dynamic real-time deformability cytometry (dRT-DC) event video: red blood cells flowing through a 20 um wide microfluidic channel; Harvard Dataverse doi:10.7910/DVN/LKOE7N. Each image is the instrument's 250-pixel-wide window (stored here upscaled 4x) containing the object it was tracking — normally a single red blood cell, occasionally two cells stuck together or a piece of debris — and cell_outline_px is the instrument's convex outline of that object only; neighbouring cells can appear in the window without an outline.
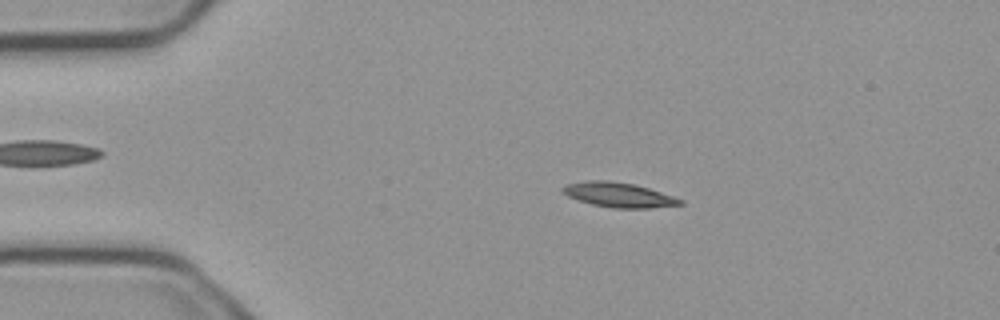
{"species": "common noctule bat (a hibernating species)", "species_latin": "Nyctalus noctula", "temperature_condition": "cold", "stored_images_in_passage": 4, "camera_frame_rate_fps": 3000, "um_per_image_px": 0.085, "animal": {"sex": "male", "body_mass_g": 23.1, "forearm_length_mm": 52.7}, "frame": {"image": 1, "passage_image": 2, "time_ms": 0.333, "image_size_px": [1000, 320], "cell_outline_px": [[684, 204], [652, 208], [612, 208], [592, 204], [568, 196], [560, 188], [568, 184], [584, 180], [608, 180], [632, 184], [648, 188], [684, 200]], "centroid_in_image_um": [52.6, 16.56], "position_along_channel_um": 32.4, "area_um2": 16.76}}
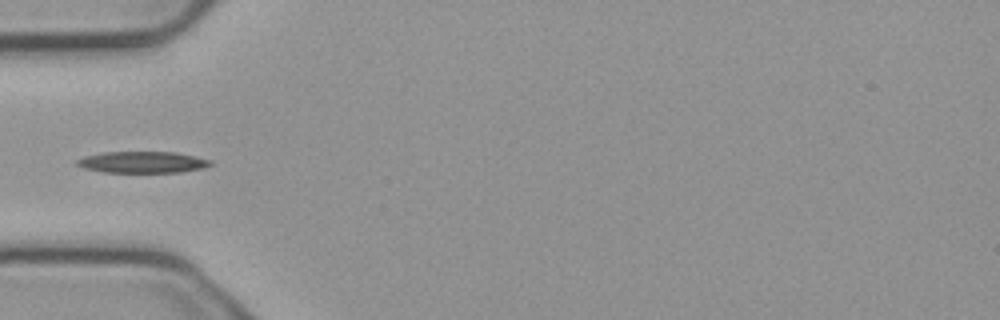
{"frame": {"image": 2, "passage_image": 4, "time_ms": 1.0, "image_size_px": [1000, 320], "cell_outline_px": [[212, 164], [204, 168], [180, 172], [104, 172], [84, 168], [76, 164], [76, 160], [84, 156], [104, 152], [176, 152], [196, 156], [212, 160]], "centroid_in_image_um": [12.14, 13.78], "position_along_channel_um": 72.9, "area_um2": 16.7}}